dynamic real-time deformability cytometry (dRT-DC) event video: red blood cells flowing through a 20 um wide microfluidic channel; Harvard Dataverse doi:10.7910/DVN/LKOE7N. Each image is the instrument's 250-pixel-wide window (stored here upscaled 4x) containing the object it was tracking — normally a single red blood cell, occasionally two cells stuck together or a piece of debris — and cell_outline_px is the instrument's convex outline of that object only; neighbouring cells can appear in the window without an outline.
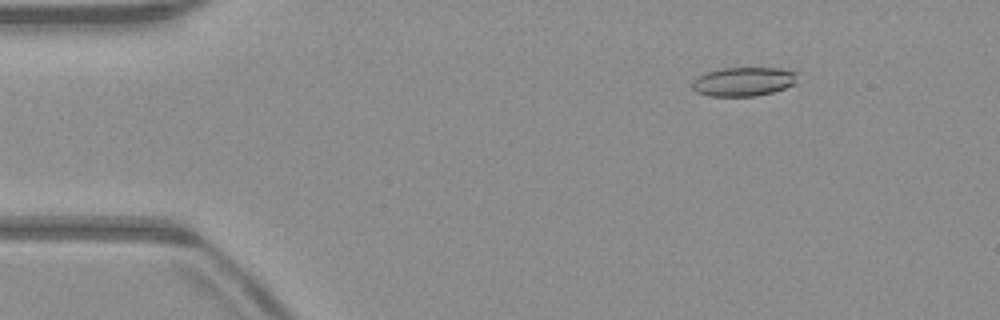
{"species": "common noctule bat (a hibernating species)", "species_latin": "Nyctalus noctula", "temperature_condition": "warm", "stored_images_in_passage": 52, "camera_frame_rate_fps": 3000, "um_per_image_px": 0.085, "animal": {"sex": "male", "body_mass_g": 23.1, "forearm_length_mm": 52.7}, "frame": {"image": 1, "passage_image": 7, "time_ms": 2.0, "image_size_px": [1000, 320], "cell_outline_px": [[800, 72], [792, 84], [784, 88], [772, 92], [756, 96], [708, 96], [696, 92], [692, 88], [692, 80], [696, 76], [704, 72], [720, 68], [780, 68]], "centroid_in_image_um": [63.15, 6.92], "position_along_channel_um": 21.9, "area_um2": 17.98}}
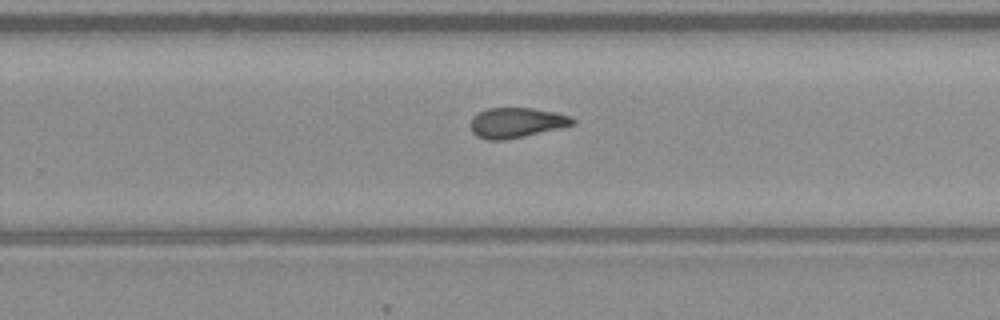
{"frame": {"image": 2, "passage_image": 33, "time_ms": 10.667, "image_size_px": [1000, 320], "cell_outline_px": [[576, 124], [560, 128], [524, 136], [504, 140], [488, 140], [476, 136], [472, 132], [472, 116], [488, 108], [532, 108], [556, 112], [572, 116], [576, 120]], "centroid_in_image_um": [43.94, 10.42], "position_along_channel_um": 285.9, "area_um2": 17.92}}
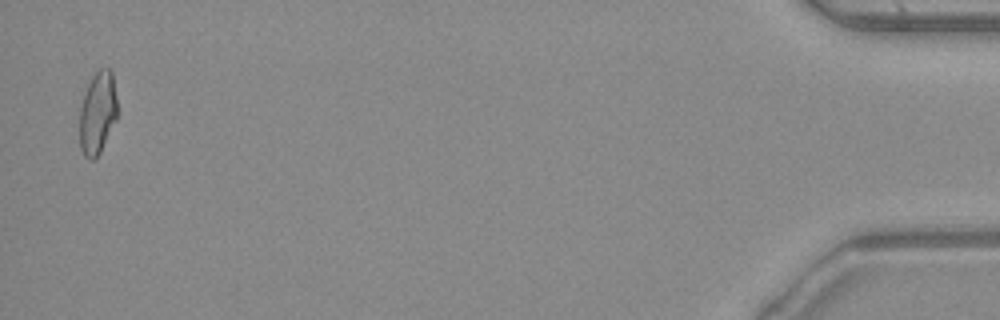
{"frame": {"image": 3, "passage_image": 51, "time_ms": 16.667, "image_size_px": [1000, 320], "cell_outline_px": [[116, 120], [100, 152], [92, 160], [88, 160], [84, 156], [80, 148], [80, 108], [84, 92], [92, 76], [100, 68], [108, 68], [112, 72], [116, 96]], "centroid_in_image_um": [8.28, 9.59], "position_along_channel_um": 426.9, "area_um2": 18.03}, "authors_computed_cell_mechanics": {"area_um2": 18.2359, "velocity_mm_per_s": 3.9845, "shape_relaxation_time_tau1_ms": null, "shape_relaxation_time_tau2_ms": 3.6425, "deformation_change_tau1": null, "deformation_change_tau2": 0.1214}}